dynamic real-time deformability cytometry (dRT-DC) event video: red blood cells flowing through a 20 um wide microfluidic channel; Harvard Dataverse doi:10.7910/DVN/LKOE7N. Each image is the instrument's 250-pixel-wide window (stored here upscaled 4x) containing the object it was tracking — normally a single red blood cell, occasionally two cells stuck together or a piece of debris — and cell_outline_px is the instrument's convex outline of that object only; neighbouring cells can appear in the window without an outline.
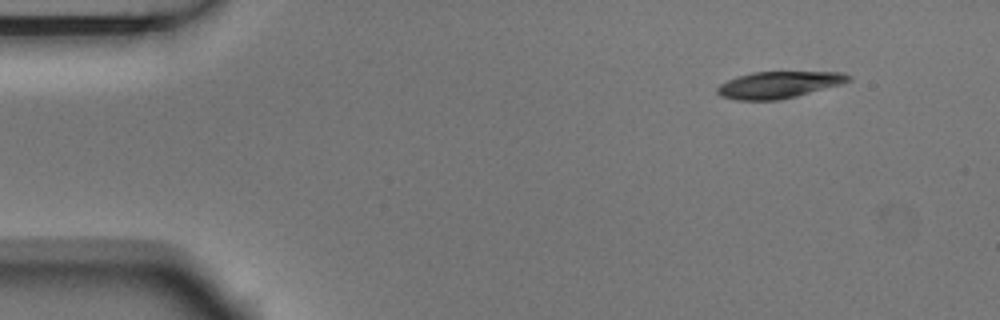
{"species": "Egyptian fruit bat (a non-hibernating species)", "species_latin": "Rousettus aegyptiacus", "temperature_condition": "room temperature", "stored_images_in_passage": 6, "segment_of_instrument_passage": [2, 2], "camera_frame_rate_fps": 3000, "um_per_image_px": 0.085, "animal": {"sex": "male"}, "frame": {"image": 1, "passage_image": 6, "time_ms": 1.667, "image_size_px": [1000, 320], "cell_outline_px": [[852, 80], [840, 84], [796, 96], [780, 100], [736, 100], [720, 96], [716, 92], [716, 88], [720, 84], [736, 76], [752, 72], [844, 72], [852, 76]], "centroid_in_image_um": [66.17, 7.2], "position_along_channel_um": 18.8, "area_um2": 20.46}}